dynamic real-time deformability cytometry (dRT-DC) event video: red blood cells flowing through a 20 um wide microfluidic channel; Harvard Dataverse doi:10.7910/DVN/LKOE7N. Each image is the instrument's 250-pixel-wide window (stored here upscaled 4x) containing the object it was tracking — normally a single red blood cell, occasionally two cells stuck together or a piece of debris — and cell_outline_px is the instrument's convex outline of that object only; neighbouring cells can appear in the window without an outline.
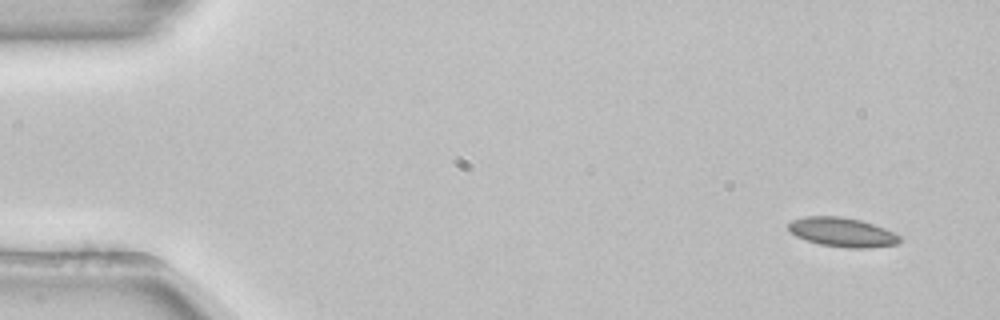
{"species": "common noctule bat (a hibernating species)", "species_latin": "Nyctalus noctula", "temperature_condition": "room temperature", "stored_images_in_passage": 51, "camera_frame_rate_fps": 3000, "um_per_image_px": 0.085, "animal": {"sex": "female", "body_mass_g": 22.7, "forearm_length_mm": 54.2}, "frame": {"image": 1, "passage_image": 1, "time_ms": 0.0, "image_size_px": [1000, 320], "cell_outline_px": [[904, 240], [900, 244], [868, 248], [848, 248], [820, 244], [796, 236], [788, 228], [788, 224], [792, 220], [804, 216], [840, 216], [860, 220], [884, 228], [900, 236]], "centroid_in_image_um": [71.63, 19.74], "position_along_channel_um": 13.4, "area_um2": 18.96}}
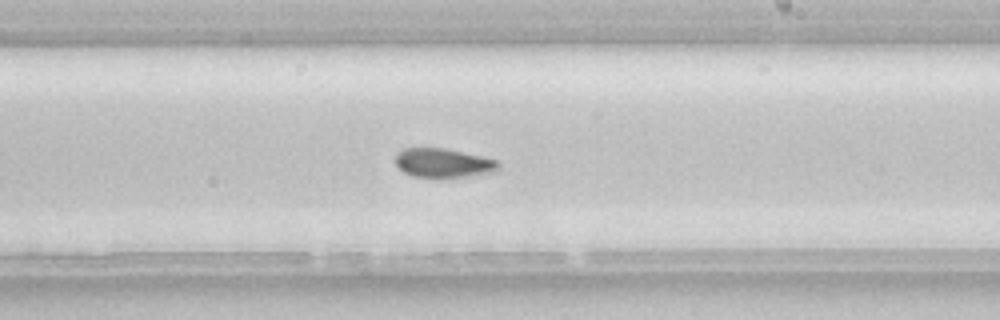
{"frame": {"image": 2, "passage_image": 29, "time_ms": 9.333, "image_size_px": [1000, 320], "cell_outline_px": [[500, 168], [496, 172], [436, 180], [412, 176], [404, 172], [396, 164], [396, 156], [404, 148], [444, 148], [480, 156], [496, 160], [500, 164]], "centroid_in_image_um": [37.69, 13.9], "position_along_channel_um": 251.3, "area_um2": 17.8}}
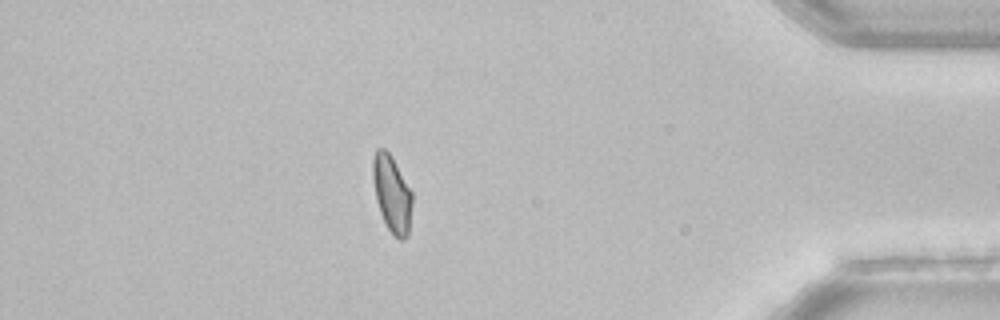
{"frame": {"image": 3, "passage_image": 44, "time_ms": 14.333, "image_size_px": [1000, 320], "cell_outline_px": [[412, 204], [408, 236], [404, 240], [400, 240], [388, 228], [380, 212], [376, 200], [372, 176], [372, 156], [376, 148], [384, 148], [392, 156], [412, 192]], "centroid_in_image_um": [33.3, 16.43], "position_along_channel_um": 401.9, "area_um2": 17.69}, "authors_computed_cell_mechanics": {"area_um2": 18.496, "velocity_mm_per_s": 3.8689, "shape_relaxation_time_tau1_ms": 4.0132, "shape_relaxation_time_tau2_ms": 1.5965, "deformation_change_tau1": 0.1239, "deformation_change_tau2": 0.0636}}